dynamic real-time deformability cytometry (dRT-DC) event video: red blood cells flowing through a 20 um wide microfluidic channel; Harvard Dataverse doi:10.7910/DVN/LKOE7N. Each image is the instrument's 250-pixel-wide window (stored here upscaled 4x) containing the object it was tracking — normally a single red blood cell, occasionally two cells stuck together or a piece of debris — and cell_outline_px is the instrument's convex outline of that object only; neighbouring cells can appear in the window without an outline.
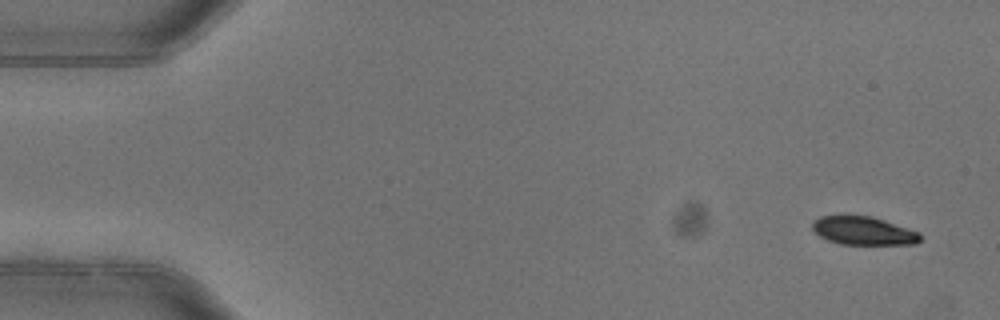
{"species": "common noctule bat (a hibernating species)", "species_latin": "Nyctalus noctula", "temperature_condition": "warm", "stored_images_in_passage": 4, "camera_frame_rate_fps": 3000, "um_per_image_px": 0.085, "animal": {"sex": "female"}, "frame": {"image": 1, "passage_image": 1, "time_ms": 0.0, "image_size_px": [1000, 320], "cell_outline_px": [[920, 240], [916, 244], [840, 244], [828, 240], [820, 236], [812, 228], [812, 220], [820, 216], [844, 212], [848, 212], [872, 216], [920, 232]], "centroid_in_image_um": [73.32, 19.55], "position_along_channel_um": 11.7, "area_um2": 18.5}}
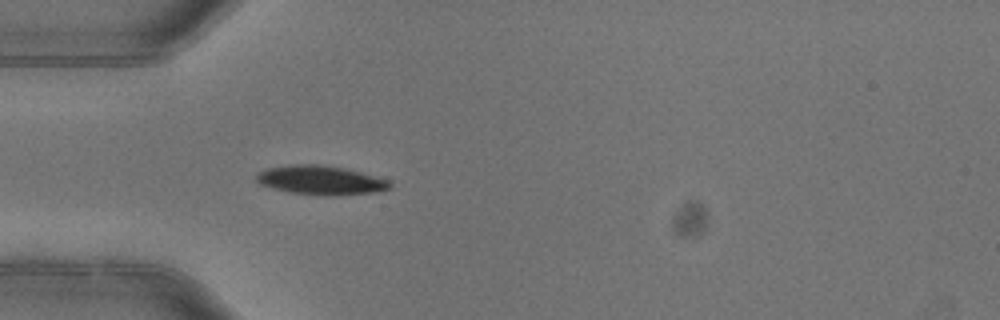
{"frame": {"image": 2, "passage_image": 4, "time_ms": 1.0, "image_size_px": [1000, 320], "cell_outline_px": [[392, 188], [372, 192], [340, 196], [324, 196], [288, 192], [260, 184], [256, 180], [256, 176], [260, 172], [268, 168], [288, 164], [320, 164], [344, 168], [360, 172], [388, 180], [392, 184]], "centroid_in_image_um": [27.26, 15.32], "position_along_channel_um": 57.7, "area_um2": 22.66}}